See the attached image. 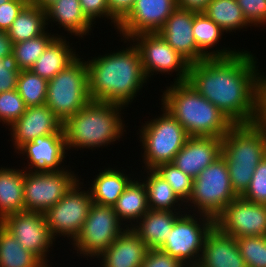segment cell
<instances>
[{
  "label": "cell",
  "instance_id": "cell-46",
  "mask_svg": "<svg viewBox=\"0 0 266 267\" xmlns=\"http://www.w3.org/2000/svg\"><path fill=\"white\" fill-rule=\"evenodd\" d=\"M210 0H177L179 8L188 9L195 12H203Z\"/></svg>",
  "mask_w": 266,
  "mask_h": 267
},
{
  "label": "cell",
  "instance_id": "cell-26",
  "mask_svg": "<svg viewBox=\"0 0 266 267\" xmlns=\"http://www.w3.org/2000/svg\"><path fill=\"white\" fill-rule=\"evenodd\" d=\"M25 170L0 169V222L8 215L25 211L24 203Z\"/></svg>",
  "mask_w": 266,
  "mask_h": 267
},
{
  "label": "cell",
  "instance_id": "cell-34",
  "mask_svg": "<svg viewBox=\"0 0 266 267\" xmlns=\"http://www.w3.org/2000/svg\"><path fill=\"white\" fill-rule=\"evenodd\" d=\"M47 87V79L34 74L31 70L20 71L17 91L27 108L46 104Z\"/></svg>",
  "mask_w": 266,
  "mask_h": 267
},
{
  "label": "cell",
  "instance_id": "cell-18",
  "mask_svg": "<svg viewBox=\"0 0 266 267\" xmlns=\"http://www.w3.org/2000/svg\"><path fill=\"white\" fill-rule=\"evenodd\" d=\"M195 11L177 7L157 32L160 36L190 64L205 60L198 51L193 36Z\"/></svg>",
  "mask_w": 266,
  "mask_h": 267
},
{
  "label": "cell",
  "instance_id": "cell-25",
  "mask_svg": "<svg viewBox=\"0 0 266 267\" xmlns=\"http://www.w3.org/2000/svg\"><path fill=\"white\" fill-rule=\"evenodd\" d=\"M48 20L58 22L65 31L82 38L89 34L93 26L83 14L79 0H56L46 8V21Z\"/></svg>",
  "mask_w": 266,
  "mask_h": 267
},
{
  "label": "cell",
  "instance_id": "cell-37",
  "mask_svg": "<svg viewBox=\"0 0 266 267\" xmlns=\"http://www.w3.org/2000/svg\"><path fill=\"white\" fill-rule=\"evenodd\" d=\"M247 267H266V235L236 239Z\"/></svg>",
  "mask_w": 266,
  "mask_h": 267
},
{
  "label": "cell",
  "instance_id": "cell-27",
  "mask_svg": "<svg viewBox=\"0 0 266 267\" xmlns=\"http://www.w3.org/2000/svg\"><path fill=\"white\" fill-rule=\"evenodd\" d=\"M92 181L90 195L94 204L101 206H114L126 187L133 180L123 172L112 168L99 172ZM131 179V180H130Z\"/></svg>",
  "mask_w": 266,
  "mask_h": 267
},
{
  "label": "cell",
  "instance_id": "cell-20",
  "mask_svg": "<svg viewBox=\"0 0 266 267\" xmlns=\"http://www.w3.org/2000/svg\"><path fill=\"white\" fill-rule=\"evenodd\" d=\"M67 146L64 134H51L39 136L33 141L26 142L18 151L21 154H27L26 158L30 161L28 169L33 171H62L59 167L63 162ZM31 166V167H30ZM35 168V169H34Z\"/></svg>",
  "mask_w": 266,
  "mask_h": 267
},
{
  "label": "cell",
  "instance_id": "cell-42",
  "mask_svg": "<svg viewBox=\"0 0 266 267\" xmlns=\"http://www.w3.org/2000/svg\"><path fill=\"white\" fill-rule=\"evenodd\" d=\"M82 12L86 18L93 24L97 17H107L111 19L114 25L117 27L118 22L109 14L107 0H79Z\"/></svg>",
  "mask_w": 266,
  "mask_h": 267
},
{
  "label": "cell",
  "instance_id": "cell-36",
  "mask_svg": "<svg viewBox=\"0 0 266 267\" xmlns=\"http://www.w3.org/2000/svg\"><path fill=\"white\" fill-rule=\"evenodd\" d=\"M172 187L178 197L187 203L191 196L193 178L182 170L177 168L173 163H163L153 169Z\"/></svg>",
  "mask_w": 266,
  "mask_h": 267
},
{
  "label": "cell",
  "instance_id": "cell-17",
  "mask_svg": "<svg viewBox=\"0 0 266 267\" xmlns=\"http://www.w3.org/2000/svg\"><path fill=\"white\" fill-rule=\"evenodd\" d=\"M10 127L16 151L39 136L64 134L63 123L46 104L26 108L25 113Z\"/></svg>",
  "mask_w": 266,
  "mask_h": 267
},
{
  "label": "cell",
  "instance_id": "cell-33",
  "mask_svg": "<svg viewBox=\"0 0 266 267\" xmlns=\"http://www.w3.org/2000/svg\"><path fill=\"white\" fill-rule=\"evenodd\" d=\"M203 13L226 33L250 25L236 0H210Z\"/></svg>",
  "mask_w": 266,
  "mask_h": 267
},
{
  "label": "cell",
  "instance_id": "cell-47",
  "mask_svg": "<svg viewBox=\"0 0 266 267\" xmlns=\"http://www.w3.org/2000/svg\"><path fill=\"white\" fill-rule=\"evenodd\" d=\"M13 51V42L8 37L7 32L0 30V59L9 56Z\"/></svg>",
  "mask_w": 266,
  "mask_h": 267
},
{
  "label": "cell",
  "instance_id": "cell-38",
  "mask_svg": "<svg viewBox=\"0 0 266 267\" xmlns=\"http://www.w3.org/2000/svg\"><path fill=\"white\" fill-rule=\"evenodd\" d=\"M26 108L17 89L0 93V122L10 126L25 113Z\"/></svg>",
  "mask_w": 266,
  "mask_h": 267
},
{
  "label": "cell",
  "instance_id": "cell-39",
  "mask_svg": "<svg viewBox=\"0 0 266 267\" xmlns=\"http://www.w3.org/2000/svg\"><path fill=\"white\" fill-rule=\"evenodd\" d=\"M241 197L253 203L266 205V156L257 165L251 182Z\"/></svg>",
  "mask_w": 266,
  "mask_h": 267
},
{
  "label": "cell",
  "instance_id": "cell-2",
  "mask_svg": "<svg viewBox=\"0 0 266 267\" xmlns=\"http://www.w3.org/2000/svg\"><path fill=\"white\" fill-rule=\"evenodd\" d=\"M125 49L86 61L91 101L126 106L148 80L137 45Z\"/></svg>",
  "mask_w": 266,
  "mask_h": 267
},
{
  "label": "cell",
  "instance_id": "cell-7",
  "mask_svg": "<svg viewBox=\"0 0 266 267\" xmlns=\"http://www.w3.org/2000/svg\"><path fill=\"white\" fill-rule=\"evenodd\" d=\"M145 124L140 130L145 168L155 169L160 164L172 163L190 137L186 130L164 108L162 116Z\"/></svg>",
  "mask_w": 266,
  "mask_h": 267
},
{
  "label": "cell",
  "instance_id": "cell-10",
  "mask_svg": "<svg viewBox=\"0 0 266 267\" xmlns=\"http://www.w3.org/2000/svg\"><path fill=\"white\" fill-rule=\"evenodd\" d=\"M122 224L114 207L93 203L82 231L73 241L75 250L85 257L98 258L125 230Z\"/></svg>",
  "mask_w": 266,
  "mask_h": 267
},
{
  "label": "cell",
  "instance_id": "cell-44",
  "mask_svg": "<svg viewBox=\"0 0 266 267\" xmlns=\"http://www.w3.org/2000/svg\"><path fill=\"white\" fill-rule=\"evenodd\" d=\"M141 267H187L160 249H149Z\"/></svg>",
  "mask_w": 266,
  "mask_h": 267
},
{
  "label": "cell",
  "instance_id": "cell-19",
  "mask_svg": "<svg viewBox=\"0 0 266 267\" xmlns=\"http://www.w3.org/2000/svg\"><path fill=\"white\" fill-rule=\"evenodd\" d=\"M221 151L222 138L190 136L172 163L194 179L221 156Z\"/></svg>",
  "mask_w": 266,
  "mask_h": 267
},
{
  "label": "cell",
  "instance_id": "cell-43",
  "mask_svg": "<svg viewBox=\"0 0 266 267\" xmlns=\"http://www.w3.org/2000/svg\"><path fill=\"white\" fill-rule=\"evenodd\" d=\"M29 0H10L0 5V30L8 31Z\"/></svg>",
  "mask_w": 266,
  "mask_h": 267
},
{
  "label": "cell",
  "instance_id": "cell-41",
  "mask_svg": "<svg viewBox=\"0 0 266 267\" xmlns=\"http://www.w3.org/2000/svg\"><path fill=\"white\" fill-rule=\"evenodd\" d=\"M236 2L250 26L266 24V0H236Z\"/></svg>",
  "mask_w": 266,
  "mask_h": 267
},
{
  "label": "cell",
  "instance_id": "cell-21",
  "mask_svg": "<svg viewBox=\"0 0 266 267\" xmlns=\"http://www.w3.org/2000/svg\"><path fill=\"white\" fill-rule=\"evenodd\" d=\"M196 267H247L235 238L216 225L208 232Z\"/></svg>",
  "mask_w": 266,
  "mask_h": 267
},
{
  "label": "cell",
  "instance_id": "cell-22",
  "mask_svg": "<svg viewBox=\"0 0 266 267\" xmlns=\"http://www.w3.org/2000/svg\"><path fill=\"white\" fill-rule=\"evenodd\" d=\"M149 248L133 228H126L98 258L102 267H141Z\"/></svg>",
  "mask_w": 266,
  "mask_h": 267
},
{
  "label": "cell",
  "instance_id": "cell-8",
  "mask_svg": "<svg viewBox=\"0 0 266 267\" xmlns=\"http://www.w3.org/2000/svg\"><path fill=\"white\" fill-rule=\"evenodd\" d=\"M236 197L238 195L231 186L227 163L219 156L193 179L192 193L187 202L198 209V215L215 220Z\"/></svg>",
  "mask_w": 266,
  "mask_h": 267
},
{
  "label": "cell",
  "instance_id": "cell-24",
  "mask_svg": "<svg viewBox=\"0 0 266 267\" xmlns=\"http://www.w3.org/2000/svg\"><path fill=\"white\" fill-rule=\"evenodd\" d=\"M61 37L60 35L56 36L37 59L30 69L34 74L50 80L78 58V54L76 55V52L72 51L66 38Z\"/></svg>",
  "mask_w": 266,
  "mask_h": 267
},
{
  "label": "cell",
  "instance_id": "cell-48",
  "mask_svg": "<svg viewBox=\"0 0 266 267\" xmlns=\"http://www.w3.org/2000/svg\"><path fill=\"white\" fill-rule=\"evenodd\" d=\"M56 0H29V3L39 6L40 8L46 9L50 4Z\"/></svg>",
  "mask_w": 266,
  "mask_h": 267
},
{
  "label": "cell",
  "instance_id": "cell-49",
  "mask_svg": "<svg viewBox=\"0 0 266 267\" xmlns=\"http://www.w3.org/2000/svg\"><path fill=\"white\" fill-rule=\"evenodd\" d=\"M263 117H266V76L263 77Z\"/></svg>",
  "mask_w": 266,
  "mask_h": 267
},
{
  "label": "cell",
  "instance_id": "cell-28",
  "mask_svg": "<svg viewBox=\"0 0 266 267\" xmlns=\"http://www.w3.org/2000/svg\"><path fill=\"white\" fill-rule=\"evenodd\" d=\"M223 30L215 24L203 12H196L193 19V36L195 38L198 51L207 58H227L235 55L238 51L228 48L223 50H214L210 52V48L221 40ZM209 50V52L207 51Z\"/></svg>",
  "mask_w": 266,
  "mask_h": 267
},
{
  "label": "cell",
  "instance_id": "cell-5",
  "mask_svg": "<svg viewBox=\"0 0 266 267\" xmlns=\"http://www.w3.org/2000/svg\"><path fill=\"white\" fill-rule=\"evenodd\" d=\"M126 106L90 101L63 123L68 149L108 146L118 140L124 130L120 111Z\"/></svg>",
  "mask_w": 266,
  "mask_h": 267
},
{
  "label": "cell",
  "instance_id": "cell-15",
  "mask_svg": "<svg viewBox=\"0 0 266 267\" xmlns=\"http://www.w3.org/2000/svg\"><path fill=\"white\" fill-rule=\"evenodd\" d=\"M215 225L235 239L265 236L266 205L253 203L238 196L215 219Z\"/></svg>",
  "mask_w": 266,
  "mask_h": 267
},
{
  "label": "cell",
  "instance_id": "cell-32",
  "mask_svg": "<svg viewBox=\"0 0 266 267\" xmlns=\"http://www.w3.org/2000/svg\"><path fill=\"white\" fill-rule=\"evenodd\" d=\"M147 174L149 176L147 175L143 183L147 190L149 209L181 212L176 211L175 204L177 203L179 205L178 210H180V204L183 205L184 202L178 197L168 182L153 169H148ZM179 201L181 202L180 204L178 203Z\"/></svg>",
  "mask_w": 266,
  "mask_h": 267
},
{
  "label": "cell",
  "instance_id": "cell-13",
  "mask_svg": "<svg viewBox=\"0 0 266 267\" xmlns=\"http://www.w3.org/2000/svg\"><path fill=\"white\" fill-rule=\"evenodd\" d=\"M140 51L146 78L156 73L178 72L175 82H187L190 63L174 50L159 33H141L130 39ZM151 73V74H150Z\"/></svg>",
  "mask_w": 266,
  "mask_h": 267
},
{
  "label": "cell",
  "instance_id": "cell-16",
  "mask_svg": "<svg viewBox=\"0 0 266 267\" xmlns=\"http://www.w3.org/2000/svg\"><path fill=\"white\" fill-rule=\"evenodd\" d=\"M177 7V0H135L117 29L127 41L137 34L157 33Z\"/></svg>",
  "mask_w": 266,
  "mask_h": 267
},
{
  "label": "cell",
  "instance_id": "cell-9",
  "mask_svg": "<svg viewBox=\"0 0 266 267\" xmlns=\"http://www.w3.org/2000/svg\"><path fill=\"white\" fill-rule=\"evenodd\" d=\"M199 217H201L199 220H202L200 222L193 214L181 213L169 232L168 238L158 249L180 260L187 267H196L202 254L200 252L204 247L205 238L215 225V220L211 217L206 215H199Z\"/></svg>",
  "mask_w": 266,
  "mask_h": 267
},
{
  "label": "cell",
  "instance_id": "cell-30",
  "mask_svg": "<svg viewBox=\"0 0 266 267\" xmlns=\"http://www.w3.org/2000/svg\"><path fill=\"white\" fill-rule=\"evenodd\" d=\"M46 9L28 3L7 31L13 44L42 35L46 30Z\"/></svg>",
  "mask_w": 266,
  "mask_h": 267
},
{
  "label": "cell",
  "instance_id": "cell-45",
  "mask_svg": "<svg viewBox=\"0 0 266 267\" xmlns=\"http://www.w3.org/2000/svg\"><path fill=\"white\" fill-rule=\"evenodd\" d=\"M109 14L120 23L132 10L135 0H107Z\"/></svg>",
  "mask_w": 266,
  "mask_h": 267
},
{
  "label": "cell",
  "instance_id": "cell-31",
  "mask_svg": "<svg viewBox=\"0 0 266 267\" xmlns=\"http://www.w3.org/2000/svg\"><path fill=\"white\" fill-rule=\"evenodd\" d=\"M0 267H47L0 224Z\"/></svg>",
  "mask_w": 266,
  "mask_h": 267
},
{
  "label": "cell",
  "instance_id": "cell-6",
  "mask_svg": "<svg viewBox=\"0 0 266 267\" xmlns=\"http://www.w3.org/2000/svg\"><path fill=\"white\" fill-rule=\"evenodd\" d=\"M77 58L48 80L46 105L64 123L90 101L86 61ZM84 61V62H83Z\"/></svg>",
  "mask_w": 266,
  "mask_h": 267
},
{
  "label": "cell",
  "instance_id": "cell-35",
  "mask_svg": "<svg viewBox=\"0 0 266 267\" xmlns=\"http://www.w3.org/2000/svg\"><path fill=\"white\" fill-rule=\"evenodd\" d=\"M56 36L44 32L42 35L13 44L14 55L20 70H30L46 47Z\"/></svg>",
  "mask_w": 266,
  "mask_h": 267
},
{
  "label": "cell",
  "instance_id": "cell-23",
  "mask_svg": "<svg viewBox=\"0 0 266 267\" xmlns=\"http://www.w3.org/2000/svg\"><path fill=\"white\" fill-rule=\"evenodd\" d=\"M181 212L148 210L133 230L149 249H158L168 238L169 232Z\"/></svg>",
  "mask_w": 266,
  "mask_h": 267
},
{
  "label": "cell",
  "instance_id": "cell-3",
  "mask_svg": "<svg viewBox=\"0 0 266 267\" xmlns=\"http://www.w3.org/2000/svg\"><path fill=\"white\" fill-rule=\"evenodd\" d=\"M161 101L189 136L222 138L234 125L188 82H174L164 91Z\"/></svg>",
  "mask_w": 266,
  "mask_h": 267
},
{
  "label": "cell",
  "instance_id": "cell-50",
  "mask_svg": "<svg viewBox=\"0 0 266 267\" xmlns=\"http://www.w3.org/2000/svg\"><path fill=\"white\" fill-rule=\"evenodd\" d=\"M8 1H10V0H0V5H2L3 3H6Z\"/></svg>",
  "mask_w": 266,
  "mask_h": 267
},
{
  "label": "cell",
  "instance_id": "cell-40",
  "mask_svg": "<svg viewBox=\"0 0 266 267\" xmlns=\"http://www.w3.org/2000/svg\"><path fill=\"white\" fill-rule=\"evenodd\" d=\"M20 71L13 54L0 59V93L17 89Z\"/></svg>",
  "mask_w": 266,
  "mask_h": 267
},
{
  "label": "cell",
  "instance_id": "cell-14",
  "mask_svg": "<svg viewBox=\"0 0 266 267\" xmlns=\"http://www.w3.org/2000/svg\"><path fill=\"white\" fill-rule=\"evenodd\" d=\"M0 224L48 267L47 252L55 240L49 232L44 213L21 211L6 216Z\"/></svg>",
  "mask_w": 266,
  "mask_h": 267
},
{
  "label": "cell",
  "instance_id": "cell-29",
  "mask_svg": "<svg viewBox=\"0 0 266 267\" xmlns=\"http://www.w3.org/2000/svg\"><path fill=\"white\" fill-rule=\"evenodd\" d=\"M113 207L122 223L127 220L135 223L136 220V224L131 222V225L125 227L132 228L137 225L140 218L149 210L147 190L143 181L139 182L138 179L131 181Z\"/></svg>",
  "mask_w": 266,
  "mask_h": 267
},
{
  "label": "cell",
  "instance_id": "cell-12",
  "mask_svg": "<svg viewBox=\"0 0 266 267\" xmlns=\"http://www.w3.org/2000/svg\"><path fill=\"white\" fill-rule=\"evenodd\" d=\"M79 180L44 215L53 239L57 235L70 237L73 241L82 231L84 221L93 204L88 191H80ZM80 191V192H79Z\"/></svg>",
  "mask_w": 266,
  "mask_h": 267
},
{
  "label": "cell",
  "instance_id": "cell-11",
  "mask_svg": "<svg viewBox=\"0 0 266 267\" xmlns=\"http://www.w3.org/2000/svg\"><path fill=\"white\" fill-rule=\"evenodd\" d=\"M68 170L25 171L24 203L25 211L45 213L54 206L78 181Z\"/></svg>",
  "mask_w": 266,
  "mask_h": 267
},
{
  "label": "cell",
  "instance_id": "cell-1",
  "mask_svg": "<svg viewBox=\"0 0 266 267\" xmlns=\"http://www.w3.org/2000/svg\"><path fill=\"white\" fill-rule=\"evenodd\" d=\"M256 57L239 51L190 64L187 82L234 125L263 119V75Z\"/></svg>",
  "mask_w": 266,
  "mask_h": 267
},
{
  "label": "cell",
  "instance_id": "cell-4",
  "mask_svg": "<svg viewBox=\"0 0 266 267\" xmlns=\"http://www.w3.org/2000/svg\"><path fill=\"white\" fill-rule=\"evenodd\" d=\"M221 156L227 163L231 186L241 196L266 156V121L233 125L222 137Z\"/></svg>",
  "mask_w": 266,
  "mask_h": 267
}]
</instances>
